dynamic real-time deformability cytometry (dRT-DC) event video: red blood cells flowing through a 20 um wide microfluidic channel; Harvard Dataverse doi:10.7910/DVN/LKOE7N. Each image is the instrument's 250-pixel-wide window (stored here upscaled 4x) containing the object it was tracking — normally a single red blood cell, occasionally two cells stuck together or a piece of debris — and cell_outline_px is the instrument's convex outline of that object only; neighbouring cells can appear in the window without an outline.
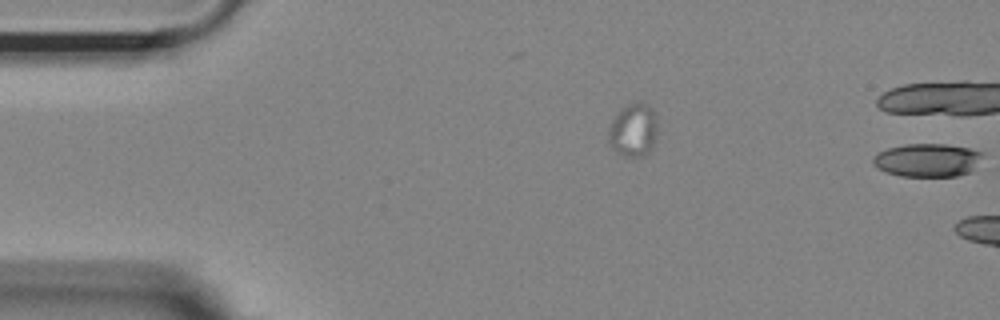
{"species": "Egyptian fruit bat (a non-hibernating species)", "species_latin": "Rousettus aegyptiacus", "temperature_condition": "room temperature", "stored_images_in_passage": 3, "segment_of_instrument_passage": [2, 2], "camera_frame_rate_fps": 3000, "um_per_image_px": 0.085, "animal": {"sex": "female"}, "frame": {"image": 1, "passage_image": 3, "time_ms": 0.667, "image_size_px": [1000, 320], "cell_outline_px": [[984, 152], [972, 168], [968, 172], [956, 176], [900, 176], [884, 172], [876, 168], [872, 164], [872, 160], [880, 152], [888, 148], [904, 144], [944, 144], [968, 148]], "centroid_in_image_um": [78.77, 13.61], "position_along_channel_um": 6.2, "area_um2": 20.98}}